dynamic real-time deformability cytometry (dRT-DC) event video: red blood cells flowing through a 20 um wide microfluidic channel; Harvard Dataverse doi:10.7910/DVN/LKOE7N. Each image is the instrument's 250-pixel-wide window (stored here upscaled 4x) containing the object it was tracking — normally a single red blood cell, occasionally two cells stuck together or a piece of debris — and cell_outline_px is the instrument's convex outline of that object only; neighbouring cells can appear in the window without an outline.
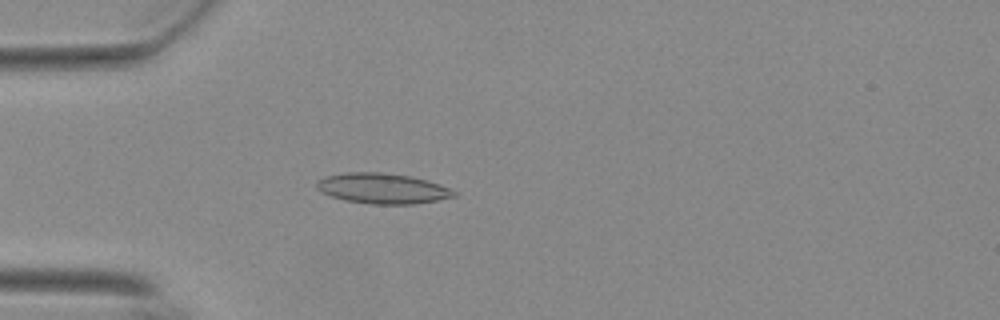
{"species": "Egyptian fruit bat (a non-hibernating species)", "species_latin": "Rousettus aegyptiacus", "temperature_condition": "warm", "stored_images_in_passage": 55, "camera_frame_rate_fps": 3000, "um_per_image_px": 0.085, "animal": {"sex": "female"}, "frame": {"image": 1, "passage_image": 16, "time_ms": 5.0, "image_size_px": [1000, 320], "cell_outline_px": [[456, 196], [436, 200], [412, 204], [372, 204], [344, 200], [320, 192], [316, 188], [316, 180], [324, 176], [344, 172], [380, 172], [408, 176], [440, 184], [456, 192]], "centroid_in_image_um": [32.44, 16.01], "position_along_channel_um": 52.6, "area_um2": 24.22}}
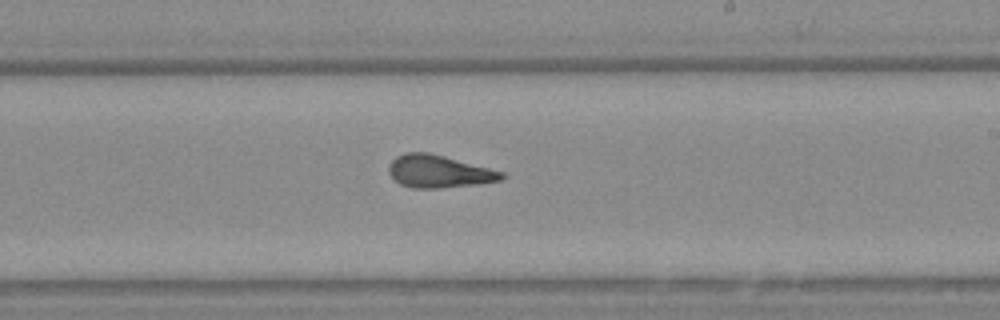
{"frame": {"image": 2, "passage_image": 33, "time_ms": 10.667, "image_size_px": [1000, 320], "cell_outline_px": [[508, 176], [500, 180], [476, 184], [436, 188], [412, 188], [400, 184], [388, 172], [388, 164], [396, 156], [404, 152], [428, 152], [444, 156], [504, 172]], "centroid_in_image_um": [37.28, 14.56], "position_along_channel_um": 251.7, "area_um2": 21.33}}
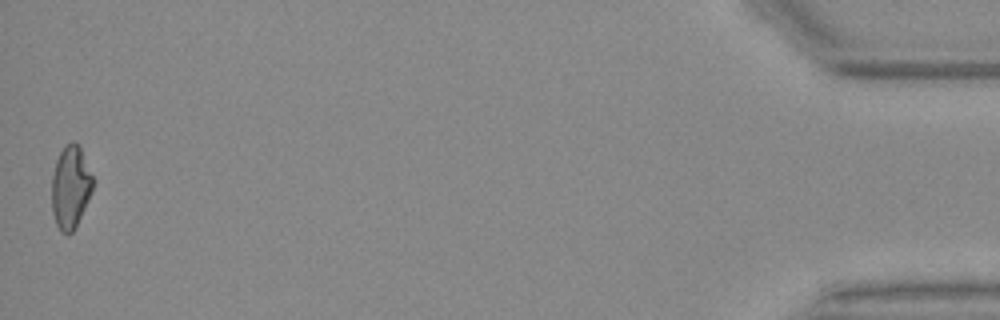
{"frame": {"image": 3, "passage_image": 55, "time_ms": 18.0, "image_size_px": [1000, 320], "cell_outline_px": [[92, 192], [72, 232], [68, 236], [60, 232], [56, 224], [52, 212], [52, 176], [56, 160], [60, 152], [68, 144], [76, 144], [80, 148], [92, 176]], "centroid_in_image_um": [5.96, 15.97], "position_along_channel_um": 429.2, "area_um2": 19.31}, "authors_computed_cell_mechanics": {"area_um2": 21.097, "velocity_mm_per_s": 3.6864, "shape_relaxation_time_tau1_ms": null, "shape_relaxation_time_tau2_ms": 1.6848, "deformation_change_tau1": null, "deformation_change_tau2": 0.097}}